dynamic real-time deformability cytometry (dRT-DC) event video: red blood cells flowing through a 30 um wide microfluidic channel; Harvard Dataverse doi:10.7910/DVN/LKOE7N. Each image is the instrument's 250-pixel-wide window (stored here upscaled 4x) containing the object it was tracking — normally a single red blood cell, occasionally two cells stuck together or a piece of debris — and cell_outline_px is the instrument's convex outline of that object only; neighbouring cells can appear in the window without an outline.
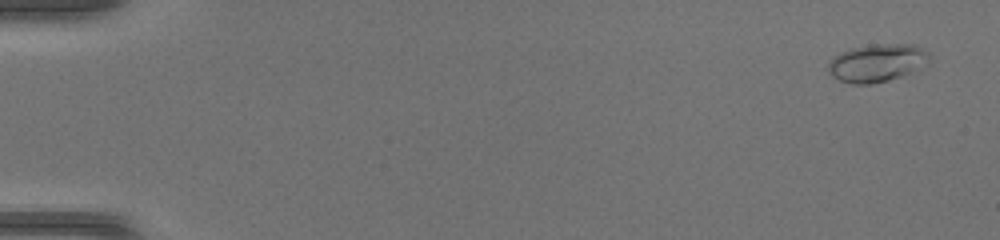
{"species": "common noctule bat (a hibernating species)", "species_latin": "Nyctalus noctula", "temperature_condition": "warm", "stored_images_in_passage": 49, "camera_frame_rate_fps": 3000, "um_per_image_px": 0.085, "animal": {"sex": "female", "body_mass_g": 17.0, "forearm_length_mm": 48.0}, "frame": {"image": 1, "passage_image": 3, "time_ms": 0.667, "image_size_px": [1000, 240], "cell_outline_px": [[928, 64], [912, 72], [888, 80], [872, 84], [852, 84], [840, 80], [832, 76], [828, 72], [828, 64], [832, 56], [840, 52], [852, 48], [872, 44], [916, 44], [924, 48], [928, 52]], "centroid_in_image_um": [74.54, 5.33], "position_along_channel_um": 10.5, "area_um2": 22.48}}
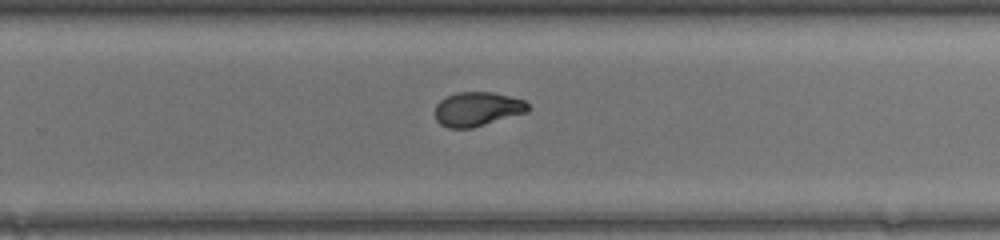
{"frame": {"image": 2, "passage_image": 33, "time_ms": 10.667, "image_size_px": [1000, 240], "cell_outline_px": [[528, 112], [472, 128], [448, 128], [440, 124], [436, 120], [436, 104], [440, 100], [456, 92], [492, 92], [524, 100], [528, 104]], "centroid_in_image_um": [40.56, 9.27], "position_along_channel_um": 289.2, "area_um2": 18.44}}
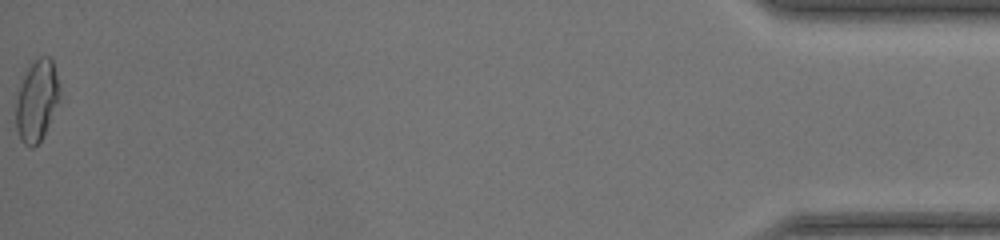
{"frame": {"image": 3, "passage_image": 49, "time_ms": 16.0, "image_size_px": [1000, 240], "cell_outline_px": [[60, 88], [48, 124], [40, 140], [32, 148], [28, 148], [20, 140], [16, 128], [16, 100], [24, 76], [28, 68], [40, 56], [48, 56], [52, 60]], "centroid_in_image_um": [3.09, 8.57], "position_along_channel_um": 432.1, "area_um2": 19.88}}